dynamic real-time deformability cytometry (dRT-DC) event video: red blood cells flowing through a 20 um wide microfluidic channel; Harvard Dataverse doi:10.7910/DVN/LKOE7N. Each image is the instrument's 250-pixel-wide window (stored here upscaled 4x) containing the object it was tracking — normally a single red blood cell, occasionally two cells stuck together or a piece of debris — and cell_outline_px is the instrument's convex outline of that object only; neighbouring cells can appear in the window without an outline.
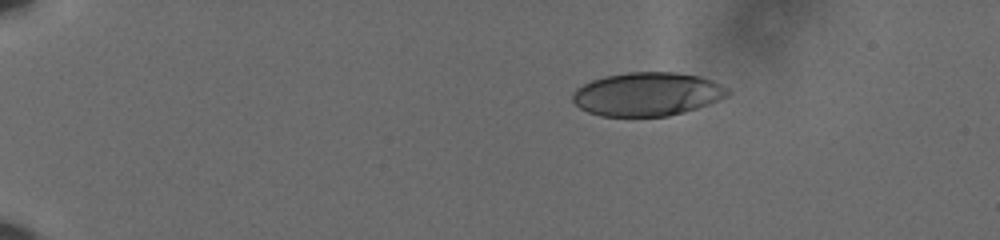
{"species": "human", "species_latin": "Homo sapiens", "temperature_condition": "cold", "stored_images_in_passage": 49, "camera_frame_rate_fps": 3000, "um_per_image_px": 0.085, "donor": {"sex": "male"}, "frame": {"image": 1, "passage_image": 1, "time_ms": 0.0, "image_size_px": [1000, 240], "cell_outline_px": [[732, 92], [708, 104], [684, 112], [668, 116], [600, 116], [588, 112], [580, 108], [572, 100], [572, 92], [576, 88], [592, 80], [608, 76], [628, 72], [672, 72], [700, 76], [712, 80], [728, 88]], "centroid_in_image_um": [55.0, 8.0], "position_along_channel_um": 30.0, "area_um2": 39.19}}
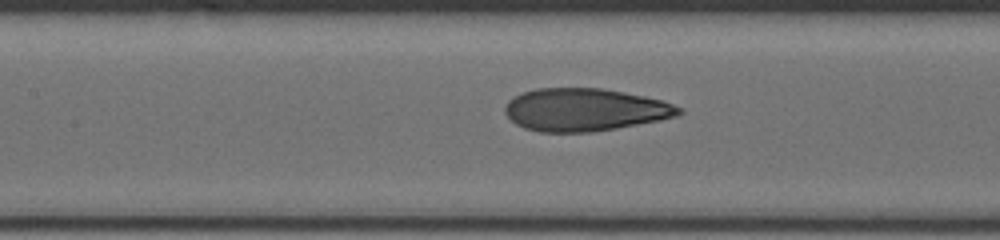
{"frame": {"image": 2, "passage_image": 20, "time_ms": 6.333, "image_size_px": [1000, 240], "cell_outline_px": [[684, 112], [676, 116], [660, 120], [616, 128], [592, 132], [540, 132], [524, 128], [516, 124], [504, 112], [504, 108], [508, 100], [524, 92], [536, 88], [600, 88], [624, 92], [644, 96], [660, 100], [684, 108]], "centroid_in_image_um": [49.71, 9.33], "position_along_channel_um": 157.7, "area_um2": 43.18}}
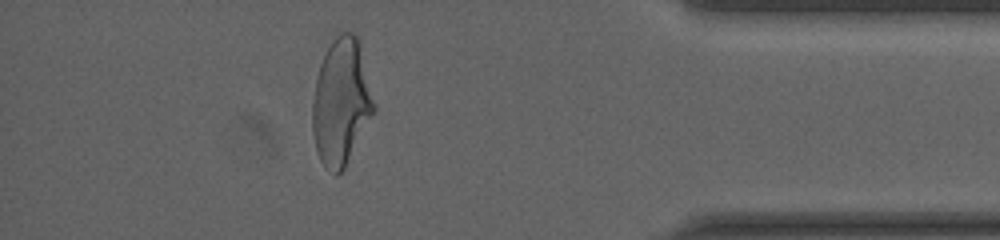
{"frame": {"image": 3, "passage_image": 43, "time_ms": 14.0, "image_size_px": [1000, 240], "cell_outline_px": [[376, 112], [344, 168], [336, 176], [324, 168], [316, 152], [312, 128], [312, 104], [316, 80], [320, 64], [328, 48], [336, 36], [340, 32], [352, 32], [360, 40], [376, 104]], "centroid_in_image_um": [29.03, 8.69], "position_along_channel_um": 406.2, "area_um2": 45.95}, "authors_computed_cell_mechanics": {"area_um2": 43.1188, "velocity_mm_per_s": 3.622, "shape_relaxation_time_tau1_ms": 5.1137, "shape_relaxation_time_tau2_ms": 1.1153, "deformation_change_tau1": 0.2148, "deformation_change_tau2": 0.0866}}